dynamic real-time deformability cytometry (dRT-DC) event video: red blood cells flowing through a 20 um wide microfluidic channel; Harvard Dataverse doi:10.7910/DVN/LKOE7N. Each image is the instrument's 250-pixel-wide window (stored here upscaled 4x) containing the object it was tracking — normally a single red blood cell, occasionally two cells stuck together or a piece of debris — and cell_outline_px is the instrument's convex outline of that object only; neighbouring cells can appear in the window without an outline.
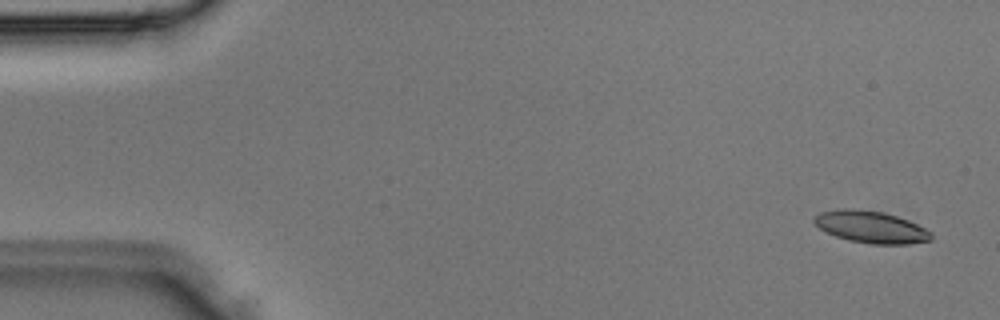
{"species": "Egyptian fruit bat (a non-hibernating species)", "species_latin": "Rousettus aegyptiacus", "temperature_condition": "room temperature", "stored_images_in_passage": 4, "camera_frame_rate_fps": 3000, "um_per_image_px": 0.085, "animal": {"sex": "male"}, "frame": {"image": 1, "passage_image": 1, "time_ms": 0.0, "image_size_px": [1000, 320], "cell_outline_px": [[932, 240], [908, 244], [872, 244], [848, 240], [836, 236], [820, 228], [812, 220], [820, 212], [840, 208], [852, 208], [884, 212], [908, 220], [932, 232]], "centroid_in_image_um": [74.04, 19.29], "position_along_channel_um": 11.0, "area_um2": 21.73}}